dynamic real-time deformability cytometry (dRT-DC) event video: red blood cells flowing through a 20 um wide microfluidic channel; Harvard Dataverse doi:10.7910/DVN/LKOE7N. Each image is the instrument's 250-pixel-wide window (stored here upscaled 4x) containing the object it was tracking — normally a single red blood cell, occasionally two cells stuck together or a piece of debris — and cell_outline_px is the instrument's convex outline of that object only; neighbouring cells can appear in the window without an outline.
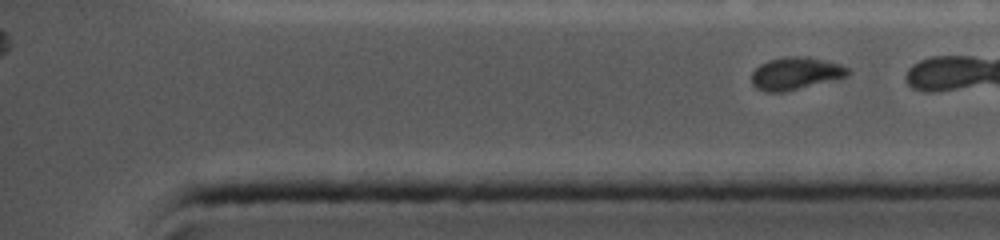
{"species": "common noctule bat (a hibernating species)", "species_latin": "Nyctalus noctula", "temperature_condition": "cold", "stored_images_in_passage": 56, "segment_of_instrument_passage": [2, 2], "camera_frame_rate_fps": 5000, "um_per_image_px": 0.085, "animal": {"sex": "female", "body_mass_g": 19.0, "forearm_length_mm": 56.7}, "frame": {"image": 1, "passage_image": 56, "time_ms": 10.8, "image_size_px": [1000, 240], "cell_outline_px": [[848, 76], [836, 80], [780, 92], [768, 92], [756, 88], [752, 84], [752, 72], [760, 64], [768, 60], [784, 56], [804, 56], [824, 60], [840, 64], [848, 68]], "centroid_in_image_um": [67.61, 6.23], "position_along_channel_um": 367.6, "area_um2": 18.15}}